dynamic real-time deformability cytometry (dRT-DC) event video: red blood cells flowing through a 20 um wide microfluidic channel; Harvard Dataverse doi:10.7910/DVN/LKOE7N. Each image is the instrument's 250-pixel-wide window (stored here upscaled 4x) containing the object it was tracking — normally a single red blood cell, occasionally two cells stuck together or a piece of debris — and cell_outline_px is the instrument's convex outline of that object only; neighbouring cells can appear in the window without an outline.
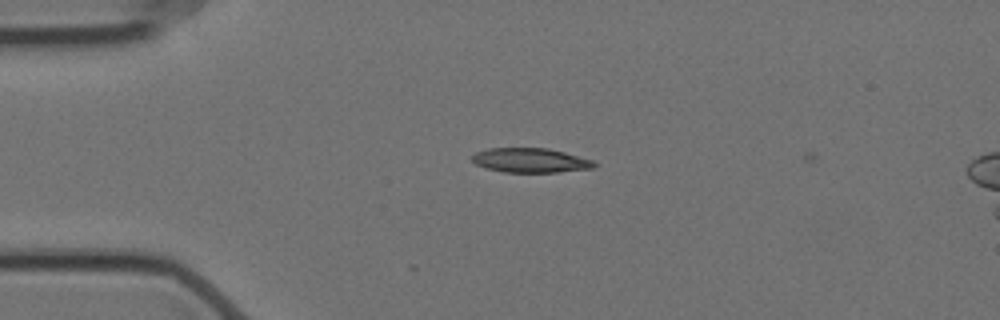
{"species": "Egyptian fruit bat (a non-hibernating species)", "species_latin": "Rousettus aegyptiacus", "temperature_condition": "cold", "stored_images_in_passage": 3, "camera_frame_rate_fps": 3000, "um_per_image_px": 0.085, "animal": {"sex": "female"}, "frame": {"image": 1, "passage_image": 3, "time_ms": 0.667, "image_size_px": [1000, 320], "cell_outline_px": [[596, 168], [560, 172], [504, 172], [484, 168], [476, 164], [472, 160], [472, 156], [476, 152], [488, 148], [548, 148], [564, 152], [592, 160], [596, 164]], "centroid_in_image_um": [45.09, 13.63], "position_along_channel_um": 39.9, "area_um2": 17.46}}